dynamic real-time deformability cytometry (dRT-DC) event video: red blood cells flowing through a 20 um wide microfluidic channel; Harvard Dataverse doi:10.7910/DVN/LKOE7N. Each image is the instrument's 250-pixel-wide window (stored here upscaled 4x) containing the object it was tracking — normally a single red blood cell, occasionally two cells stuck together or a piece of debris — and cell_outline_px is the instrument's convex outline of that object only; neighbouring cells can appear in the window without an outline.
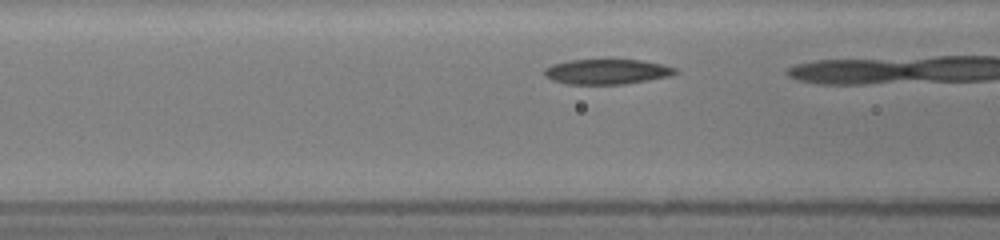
{"species": "common noctule bat (a hibernating species)", "species_latin": "Nyctalus noctula", "temperature_condition": "room temperature", "stored_images_in_passage": 8, "camera_frame_rate_fps": 3000, "um_per_image_px": 0.085, "animal": {"sex": "female", "body_mass_g": 19.5, "forearm_length_mm": 54.1}, "frame": {"image": 1, "passage_image": 4, "time_ms": 1.0, "image_size_px": [1000, 240], "cell_outline_px": [[680, 72], [668, 76], [648, 80], [624, 84], [568, 84], [552, 80], [544, 76], [544, 68], [552, 64], [572, 60], [640, 60], [660, 64], [676, 68]], "centroid_in_image_um": [51.56, 6.1], "position_along_channel_um": 115.0, "area_um2": 19.02}}
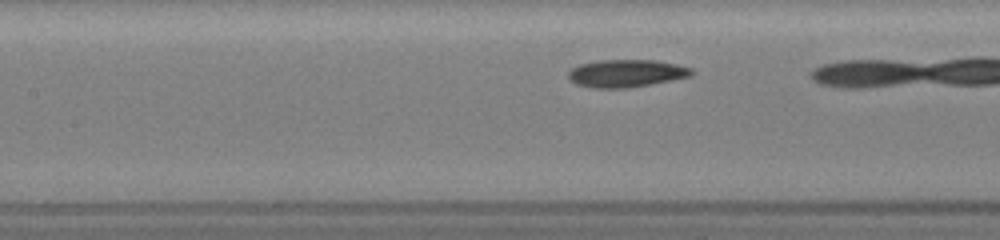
{"frame": {"image": 2, "passage_image": 7, "time_ms": 2.0, "image_size_px": [1000, 240], "cell_outline_px": [[692, 76], [652, 84], [628, 88], [592, 88], [576, 84], [568, 76], [568, 72], [572, 68], [580, 64], [600, 60], [656, 60], [676, 64], [692, 68]], "centroid_in_image_um": [53.24, 6.23], "position_along_channel_um": 154.2, "area_um2": 19.83}}